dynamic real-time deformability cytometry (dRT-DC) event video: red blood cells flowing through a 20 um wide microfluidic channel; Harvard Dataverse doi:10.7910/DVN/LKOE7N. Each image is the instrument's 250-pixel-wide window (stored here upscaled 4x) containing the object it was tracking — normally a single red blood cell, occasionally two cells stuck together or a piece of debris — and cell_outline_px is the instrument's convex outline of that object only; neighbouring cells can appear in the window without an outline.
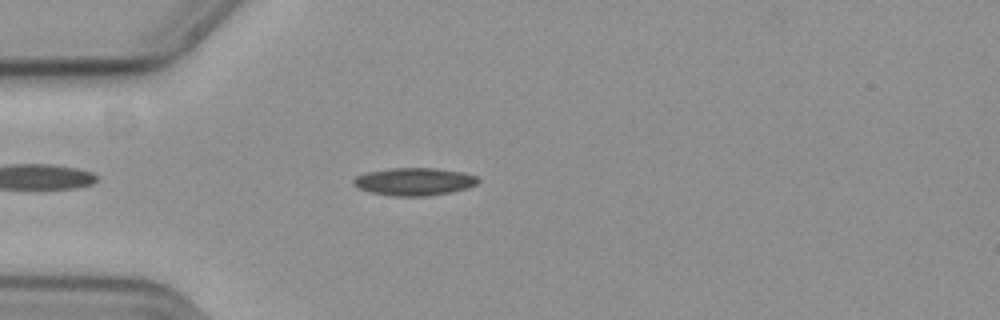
{"species": "common noctule bat (a hibernating species)", "species_latin": "Nyctalus noctula", "temperature_condition": "cold", "stored_images_in_passage": 38, "camera_frame_rate_fps": 3000, "um_per_image_px": 0.085, "animal": {"sex": "female", "body_mass_g": 19.3, "forearm_length_mm": 54.1}, "frame": {"image": 1, "passage_image": 6, "time_ms": 1.667, "image_size_px": [1000, 320], "cell_outline_px": [[480, 180], [476, 184], [468, 188], [452, 192], [424, 196], [392, 196], [372, 192], [360, 188], [352, 184], [352, 180], [356, 176], [368, 172], [392, 168], [436, 168], [464, 172], [476, 176]], "centroid_in_image_um": [35.24, 15.43], "position_along_channel_um": 49.8, "area_um2": 20.06}}
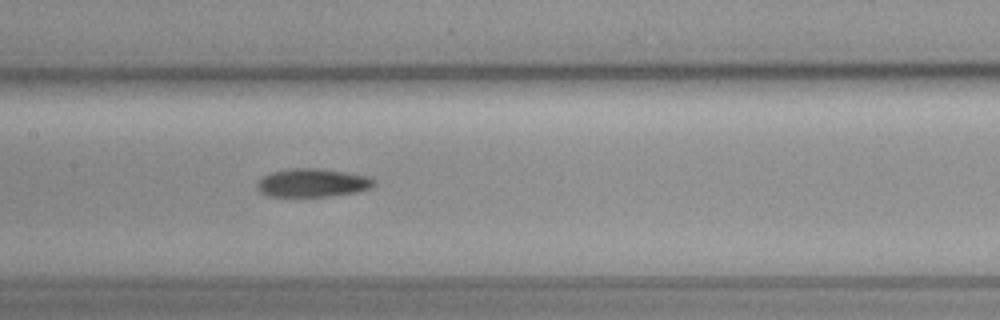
{"frame": {"image": 2, "passage_image": 18, "time_ms": 5.667, "image_size_px": [1000, 320], "cell_outline_px": [[372, 184], [368, 188], [356, 192], [332, 196], [268, 196], [260, 192], [256, 188], [256, 184], [264, 176], [272, 172], [296, 168], [316, 168], [364, 176], [372, 180]], "centroid_in_image_um": [26.46, 15.55], "position_along_channel_um": 180.9, "area_um2": 18.67}}
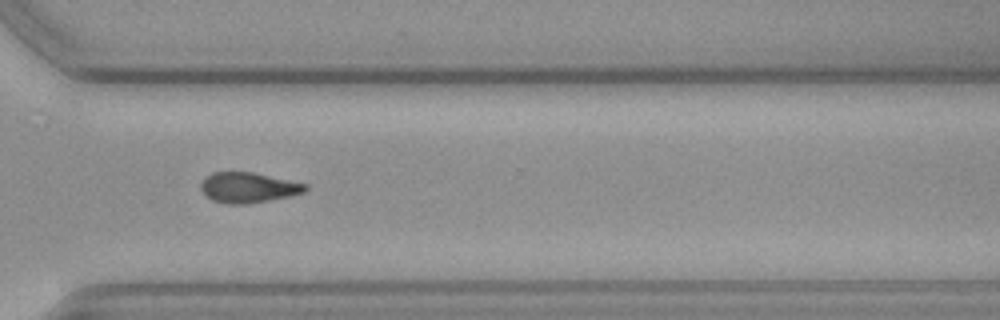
{"frame": {"image": 3, "passage_image": 32, "time_ms": 10.333, "image_size_px": [1000, 320], "cell_outline_px": [[308, 188], [304, 192], [292, 196], [248, 204], [228, 204], [212, 200], [200, 188], [200, 184], [204, 176], [212, 172], [252, 172], [308, 184]], "centroid_in_image_um": [21.1, 15.94], "position_along_channel_um": 349.5, "area_um2": 18.55}, "authors_computed_cell_mechanics": {"area_um2": 19.0162, "velocity_mm_per_s": 3.6228, "shape_relaxation_time_tau1_ms": 7.8081, "shape_relaxation_time_tau2_ms": null, "deformation_change_tau1": 0.1408, "deformation_change_tau2": null}}